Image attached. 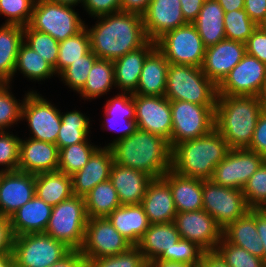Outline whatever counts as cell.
<instances>
[{"mask_svg": "<svg viewBox=\"0 0 266 267\" xmlns=\"http://www.w3.org/2000/svg\"><path fill=\"white\" fill-rule=\"evenodd\" d=\"M88 28L91 51L98 59L115 60L143 47L149 40L140 14L118 11L97 17Z\"/></svg>", "mask_w": 266, "mask_h": 267, "instance_id": "1", "label": "cell"}, {"mask_svg": "<svg viewBox=\"0 0 266 267\" xmlns=\"http://www.w3.org/2000/svg\"><path fill=\"white\" fill-rule=\"evenodd\" d=\"M110 148L115 163L145 172L152 178H160L171 169L169 141L148 131L137 128Z\"/></svg>", "mask_w": 266, "mask_h": 267, "instance_id": "2", "label": "cell"}, {"mask_svg": "<svg viewBox=\"0 0 266 267\" xmlns=\"http://www.w3.org/2000/svg\"><path fill=\"white\" fill-rule=\"evenodd\" d=\"M262 107L258 96L218 95L215 107V129L230 149L247 148Z\"/></svg>", "mask_w": 266, "mask_h": 267, "instance_id": "3", "label": "cell"}, {"mask_svg": "<svg viewBox=\"0 0 266 267\" xmlns=\"http://www.w3.org/2000/svg\"><path fill=\"white\" fill-rule=\"evenodd\" d=\"M230 148L214 128L210 133L172 147L171 170L180 176L210 180Z\"/></svg>", "mask_w": 266, "mask_h": 267, "instance_id": "4", "label": "cell"}, {"mask_svg": "<svg viewBox=\"0 0 266 267\" xmlns=\"http://www.w3.org/2000/svg\"><path fill=\"white\" fill-rule=\"evenodd\" d=\"M170 101L216 106L217 86L203 73L201 67L183 64H169L166 92Z\"/></svg>", "mask_w": 266, "mask_h": 267, "instance_id": "5", "label": "cell"}, {"mask_svg": "<svg viewBox=\"0 0 266 267\" xmlns=\"http://www.w3.org/2000/svg\"><path fill=\"white\" fill-rule=\"evenodd\" d=\"M87 213L84 197L72 195L52 208L45 234L80 250L85 239Z\"/></svg>", "mask_w": 266, "mask_h": 267, "instance_id": "6", "label": "cell"}, {"mask_svg": "<svg viewBox=\"0 0 266 267\" xmlns=\"http://www.w3.org/2000/svg\"><path fill=\"white\" fill-rule=\"evenodd\" d=\"M72 6L49 0H35L29 26L51 35L58 42L75 36L85 28Z\"/></svg>", "mask_w": 266, "mask_h": 267, "instance_id": "7", "label": "cell"}, {"mask_svg": "<svg viewBox=\"0 0 266 267\" xmlns=\"http://www.w3.org/2000/svg\"><path fill=\"white\" fill-rule=\"evenodd\" d=\"M72 249L45 233L15 236L13 256L15 267H50Z\"/></svg>", "mask_w": 266, "mask_h": 267, "instance_id": "8", "label": "cell"}, {"mask_svg": "<svg viewBox=\"0 0 266 267\" xmlns=\"http://www.w3.org/2000/svg\"><path fill=\"white\" fill-rule=\"evenodd\" d=\"M172 133L170 147L210 133L215 128V107L187 101H170Z\"/></svg>", "mask_w": 266, "mask_h": 267, "instance_id": "9", "label": "cell"}, {"mask_svg": "<svg viewBox=\"0 0 266 267\" xmlns=\"http://www.w3.org/2000/svg\"><path fill=\"white\" fill-rule=\"evenodd\" d=\"M155 43L169 64L202 66L206 46L193 23L166 32Z\"/></svg>", "mask_w": 266, "mask_h": 267, "instance_id": "10", "label": "cell"}, {"mask_svg": "<svg viewBox=\"0 0 266 267\" xmlns=\"http://www.w3.org/2000/svg\"><path fill=\"white\" fill-rule=\"evenodd\" d=\"M202 201L203 210L215 219L222 230L250 210L242 190L223 187L211 180H203Z\"/></svg>", "mask_w": 266, "mask_h": 267, "instance_id": "11", "label": "cell"}, {"mask_svg": "<svg viewBox=\"0 0 266 267\" xmlns=\"http://www.w3.org/2000/svg\"><path fill=\"white\" fill-rule=\"evenodd\" d=\"M131 246L107 217L88 218L84 243L80 249L86 260L121 254Z\"/></svg>", "mask_w": 266, "mask_h": 267, "instance_id": "12", "label": "cell"}, {"mask_svg": "<svg viewBox=\"0 0 266 267\" xmlns=\"http://www.w3.org/2000/svg\"><path fill=\"white\" fill-rule=\"evenodd\" d=\"M265 158L246 148L230 149L212 174L211 181L223 187L242 190Z\"/></svg>", "mask_w": 266, "mask_h": 267, "instance_id": "13", "label": "cell"}, {"mask_svg": "<svg viewBox=\"0 0 266 267\" xmlns=\"http://www.w3.org/2000/svg\"><path fill=\"white\" fill-rule=\"evenodd\" d=\"M28 121L31 138L56 144L61 126V112L37 92L24 96L21 120Z\"/></svg>", "mask_w": 266, "mask_h": 267, "instance_id": "14", "label": "cell"}, {"mask_svg": "<svg viewBox=\"0 0 266 267\" xmlns=\"http://www.w3.org/2000/svg\"><path fill=\"white\" fill-rule=\"evenodd\" d=\"M265 81L266 64L246 53L243 59L217 86V94L258 96Z\"/></svg>", "mask_w": 266, "mask_h": 267, "instance_id": "15", "label": "cell"}, {"mask_svg": "<svg viewBox=\"0 0 266 267\" xmlns=\"http://www.w3.org/2000/svg\"><path fill=\"white\" fill-rule=\"evenodd\" d=\"M174 223L180 238L192 241L204 251H213L223 237V230L205 210L177 212Z\"/></svg>", "mask_w": 266, "mask_h": 267, "instance_id": "16", "label": "cell"}, {"mask_svg": "<svg viewBox=\"0 0 266 267\" xmlns=\"http://www.w3.org/2000/svg\"><path fill=\"white\" fill-rule=\"evenodd\" d=\"M133 99L137 128L170 141L172 133L170 100L165 96H141L139 94H133Z\"/></svg>", "mask_w": 266, "mask_h": 267, "instance_id": "17", "label": "cell"}, {"mask_svg": "<svg viewBox=\"0 0 266 267\" xmlns=\"http://www.w3.org/2000/svg\"><path fill=\"white\" fill-rule=\"evenodd\" d=\"M245 54L244 43L224 39L215 45L206 47L201 69L218 86Z\"/></svg>", "mask_w": 266, "mask_h": 267, "instance_id": "18", "label": "cell"}, {"mask_svg": "<svg viewBox=\"0 0 266 267\" xmlns=\"http://www.w3.org/2000/svg\"><path fill=\"white\" fill-rule=\"evenodd\" d=\"M35 195V175L16 171L0 172V215L10 218Z\"/></svg>", "mask_w": 266, "mask_h": 267, "instance_id": "19", "label": "cell"}, {"mask_svg": "<svg viewBox=\"0 0 266 267\" xmlns=\"http://www.w3.org/2000/svg\"><path fill=\"white\" fill-rule=\"evenodd\" d=\"M142 17L145 34L154 42L166 32L187 24L180 0H151Z\"/></svg>", "mask_w": 266, "mask_h": 267, "instance_id": "20", "label": "cell"}, {"mask_svg": "<svg viewBox=\"0 0 266 267\" xmlns=\"http://www.w3.org/2000/svg\"><path fill=\"white\" fill-rule=\"evenodd\" d=\"M59 149L56 144L33 138L20 141L19 171L40 174L58 171Z\"/></svg>", "mask_w": 266, "mask_h": 267, "instance_id": "21", "label": "cell"}, {"mask_svg": "<svg viewBox=\"0 0 266 267\" xmlns=\"http://www.w3.org/2000/svg\"><path fill=\"white\" fill-rule=\"evenodd\" d=\"M114 163L110 147H99L87 164L71 176L73 195L84 197L97 184L109 180Z\"/></svg>", "mask_w": 266, "mask_h": 267, "instance_id": "22", "label": "cell"}, {"mask_svg": "<svg viewBox=\"0 0 266 267\" xmlns=\"http://www.w3.org/2000/svg\"><path fill=\"white\" fill-rule=\"evenodd\" d=\"M180 239L174 222L150 224L136 245L149 264L153 260L171 262L172 248Z\"/></svg>", "mask_w": 266, "mask_h": 267, "instance_id": "23", "label": "cell"}, {"mask_svg": "<svg viewBox=\"0 0 266 267\" xmlns=\"http://www.w3.org/2000/svg\"><path fill=\"white\" fill-rule=\"evenodd\" d=\"M141 205L150 224L174 222L177 211L169 184L163 177L149 182Z\"/></svg>", "mask_w": 266, "mask_h": 267, "instance_id": "24", "label": "cell"}, {"mask_svg": "<svg viewBox=\"0 0 266 267\" xmlns=\"http://www.w3.org/2000/svg\"><path fill=\"white\" fill-rule=\"evenodd\" d=\"M153 178L145 172L113 163L109 180L116 189L121 205L141 204Z\"/></svg>", "mask_w": 266, "mask_h": 267, "instance_id": "25", "label": "cell"}, {"mask_svg": "<svg viewBox=\"0 0 266 267\" xmlns=\"http://www.w3.org/2000/svg\"><path fill=\"white\" fill-rule=\"evenodd\" d=\"M104 107L107 124L105 127H108L106 129L120 132V136L118 135V138L107 145L110 147L115 141L127 138L137 129L133 94L128 92L117 94L109 99Z\"/></svg>", "mask_w": 266, "mask_h": 267, "instance_id": "26", "label": "cell"}, {"mask_svg": "<svg viewBox=\"0 0 266 267\" xmlns=\"http://www.w3.org/2000/svg\"><path fill=\"white\" fill-rule=\"evenodd\" d=\"M52 206L36 195L14 212L10 219L14 236L28 233H44L52 213Z\"/></svg>", "mask_w": 266, "mask_h": 267, "instance_id": "27", "label": "cell"}, {"mask_svg": "<svg viewBox=\"0 0 266 267\" xmlns=\"http://www.w3.org/2000/svg\"><path fill=\"white\" fill-rule=\"evenodd\" d=\"M156 48L154 41H148L143 47L129 52L113 61L115 85L123 92L134 93L146 57Z\"/></svg>", "mask_w": 266, "mask_h": 267, "instance_id": "28", "label": "cell"}, {"mask_svg": "<svg viewBox=\"0 0 266 267\" xmlns=\"http://www.w3.org/2000/svg\"><path fill=\"white\" fill-rule=\"evenodd\" d=\"M169 184L177 212H190L203 209V180L180 176L173 170L162 176Z\"/></svg>", "mask_w": 266, "mask_h": 267, "instance_id": "29", "label": "cell"}, {"mask_svg": "<svg viewBox=\"0 0 266 267\" xmlns=\"http://www.w3.org/2000/svg\"><path fill=\"white\" fill-rule=\"evenodd\" d=\"M169 62L155 48L147 57L141 70L138 87L133 94L141 96H164L166 92Z\"/></svg>", "mask_w": 266, "mask_h": 267, "instance_id": "30", "label": "cell"}, {"mask_svg": "<svg viewBox=\"0 0 266 267\" xmlns=\"http://www.w3.org/2000/svg\"><path fill=\"white\" fill-rule=\"evenodd\" d=\"M107 218L113 227L133 246L139 243L150 225L141 204L120 205Z\"/></svg>", "mask_w": 266, "mask_h": 267, "instance_id": "31", "label": "cell"}, {"mask_svg": "<svg viewBox=\"0 0 266 267\" xmlns=\"http://www.w3.org/2000/svg\"><path fill=\"white\" fill-rule=\"evenodd\" d=\"M223 237L231 244L244 248L252 255L264 256V248L256 228V209H250L223 230Z\"/></svg>", "mask_w": 266, "mask_h": 267, "instance_id": "32", "label": "cell"}, {"mask_svg": "<svg viewBox=\"0 0 266 267\" xmlns=\"http://www.w3.org/2000/svg\"><path fill=\"white\" fill-rule=\"evenodd\" d=\"M224 10L217 0H205L197 19L193 22L206 47L215 45L225 37Z\"/></svg>", "mask_w": 266, "mask_h": 267, "instance_id": "33", "label": "cell"}, {"mask_svg": "<svg viewBox=\"0 0 266 267\" xmlns=\"http://www.w3.org/2000/svg\"><path fill=\"white\" fill-rule=\"evenodd\" d=\"M23 40V26L3 24L0 27V83L10 84L12 81Z\"/></svg>", "mask_w": 266, "mask_h": 267, "instance_id": "34", "label": "cell"}, {"mask_svg": "<svg viewBox=\"0 0 266 267\" xmlns=\"http://www.w3.org/2000/svg\"><path fill=\"white\" fill-rule=\"evenodd\" d=\"M35 195L54 207L73 195L71 176L60 171L35 175Z\"/></svg>", "mask_w": 266, "mask_h": 267, "instance_id": "35", "label": "cell"}, {"mask_svg": "<svg viewBox=\"0 0 266 267\" xmlns=\"http://www.w3.org/2000/svg\"><path fill=\"white\" fill-rule=\"evenodd\" d=\"M88 218L108 217L121 204L110 180L97 184L84 196Z\"/></svg>", "mask_w": 266, "mask_h": 267, "instance_id": "36", "label": "cell"}, {"mask_svg": "<svg viewBox=\"0 0 266 267\" xmlns=\"http://www.w3.org/2000/svg\"><path fill=\"white\" fill-rule=\"evenodd\" d=\"M115 86L113 60L97 59L89 71L86 84L79 92L82 98L96 99Z\"/></svg>", "mask_w": 266, "mask_h": 267, "instance_id": "37", "label": "cell"}, {"mask_svg": "<svg viewBox=\"0 0 266 267\" xmlns=\"http://www.w3.org/2000/svg\"><path fill=\"white\" fill-rule=\"evenodd\" d=\"M90 121L80 111L61 113V126L56 140L58 149L85 142L88 139Z\"/></svg>", "mask_w": 266, "mask_h": 267, "instance_id": "38", "label": "cell"}, {"mask_svg": "<svg viewBox=\"0 0 266 267\" xmlns=\"http://www.w3.org/2000/svg\"><path fill=\"white\" fill-rule=\"evenodd\" d=\"M15 73L19 70L29 80H45L55 75L54 68L24 41L21 43L16 59Z\"/></svg>", "mask_w": 266, "mask_h": 267, "instance_id": "39", "label": "cell"}, {"mask_svg": "<svg viewBox=\"0 0 266 267\" xmlns=\"http://www.w3.org/2000/svg\"><path fill=\"white\" fill-rule=\"evenodd\" d=\"M90 50V36L86 27L75 36L60 41L56 73L59 75L66 67L79 60Z\"/></svg>", "mask_w": 266, "mask_h": 267, "instance_id": "40", "label": "cell"}, {"mask_svg": "<svg viewBox=\"0 0 266 267\" xmlns=\"http://www.w3.org/2000/svg\"><path fill=\"white\" fill-rule=\"evenodd\" d=\"M99 148L88 142L69 145L59 150L58 171L72 176L81 170L89 161L91 155Z\"/></svg>", "mask_w": 266, "mask_h": 267, "instance_id": "41", "label": "cell"}, {"mask_svg": "<svg viewBox=\"0 0 266 267\" xmlns=\"http://www.w3.org/2000/svg\"><path fill=\"white\" fill-rule=\"evenodd\" d=\"M23 40L35 52L40 54L56 73V63L59 52V42L51 35L32 29L29 25L23 27Z\"/></svg>", "mask_w": 266, "mask_h": 267, "instance_id": "42", "label": "cell"}, {"mask_svg": "<svg viewBox=\"0 0 266 267\" xmlns=\"http://www.w3.org/2000/svg\"><path fill=\"white\" fill-rule=\"evenodd\" d=\"M257 27L258 25L250 19L244 9L225 12L224 14L226 39L245 44Z\"/></svg>", "mask_w": 266, "mask_h": 267, "instance_id": "43", "label": "cell"}, {"mask_svg": "<svg viewBox=\"0 0 266 267\" xmlns=\"http://www.w3.org/2000/svg\"><path fill=\"white\" fill-rule=\"evenodd\" d=\"M97 59L98 57L90 50L79 60L66 67L58 76L63 82L65 81V85L79 93L86 84L89 71Z\"/></svg>", "mask_w": 266, "mask_h": 267, "instance_id": "44", "label": "cell"}, {"mask_svg": "<svg viewBox=\"0 0 266 267\" xmlns=\"http://www.w3.org/2000/svg\"><path fill=\"white\" fill-rule=\"evenodd\" d=\"M230 267H266L263 259L229 243L224 237L215 249Z\"/></svg>", "mask_w": 266, "mask_h": 267, "instance_id": "45", "label": "cell"}, {"mask_svg": "<svg viewBox=\"0 0 266 267\" xmlns=\"http://www.w3.org/2000/svg\"><path fill=\"white\" fill-rule=\"evenodd\" d=\"M148 265L137 246H131L127 251L114 256L86 260V267H147Z\"/></svg>", "mask_w": 266, "mask_h": 267, "instance_id": "46", "label": "cell"}, {"mask_svg": "<svg viewBox=\"0 0 266 267\" xmlns=\"http://www.w3.org/2000/svg\"><path fill=\"white\" fill-rule=\"evenodd\" d=\"M242 191L250 209H260L266 204V161L249 178Z\"/></svg>", "mask_w": 266, "mask_h": 267, "instance_id": "47", "label": "cell"}, {"mask_svg": "<svg viewBox=\"0 0 266 267\" xmlns=\"http://www.w3.org/2000/svg\"><path fill=\"white\" fill-rule=\"evenodd\" d=\"M9 86V83H0V130L2 131L21 120L24 103V99L21 103L17 101L10 93Z\"/></svg>", "mask_w": 266, "mask_h": 267, "instance_id": "48", "label": "cell"}, {"mask_svg": "<svg viewBox=\"0 0 266 267\" xmlns=\"http://www.w3.org/2000/svg\"><path fill=\"white\" fill-rule=\"evenodd\" d=\"M35 0H0V14L8 19L3 24L27 26Z\"/></svg>", "mask_w": 266, "mask_h": 267, "instance_id": "49", "label": "cell"}, {"mask_svg": "<svg viewBox=\"0 0 266 267\" xmlns=\"http://www.w3.org/2000/svg\"><path fill=\"white\" fill-rule=\"evenodd\" d=\"M21 139L6 131L0 132V172L16 171L19 163Z\"/></svg>", "mask_w": 266, "mask_h": 267, "instance_id": "50", "label": "cell"}, {"mask_svg": "<svg viewBox=\"0 0 266 267\" xmlns=\"http://www.w3.org/2000/svg\"><path fill=\"white\" fill-rule=\"evenodd\" d=\"M204 250L192 241L179 239L172 248L171 262L187 263L200 267Z\"/></svg>", "mask_w": 266, "mask_h": 267, "instance_id": "51", "label": "cell"}, {"mask_svg": "<svg viewBox=\"0 0 266 267\" xmlns=\"http://www.w3.org/2000/svg\"><path fill=\"white\" fill-rule=\"evenodd\" d=\"M122 0H84V9L91 16H102L121 11Z\"/></svg>", "mask_w": 266, "mask_h": 267, "instance_id": "52", "label": "cell"}, {"mask_svg": "<svg viewBox=\"0 0 266 267\" xmlns=\"http://www.w3.org/2000/svg\"><path fill=\"white\" fill-rule=\"evenodd\" d=\"M245 46L247 54L266 64V32L257 27L247 39Z\"/></svg>", "mask_w": 266, "mask_h": 267, "instance_id": "53", "label": "cell"}, {"mask_svg": "<svg viewBox=\"0 0 266 267\" xmlns=\"http://www.w3.org/2000/svg\"><path fill=\"white\" fill-rule=\"evenodd\" d=\"M246 149L266 158V112L259 115L251 144Z\"/></svg>", "mask_w": 266, "mask_h": 267, "instance_id": "54", "label": "cell"}, {"mask_svg": "<svg viewBox=\"0 0 266 267\" xmlns=\"http://www.w3.org/2000/svg\"><path fill=\"white\" fill-rule=\"evenodd\" d=\"M14 238L10 219L0 215V255L12 252Z\"/></svg>", "mask_w": 266, "mask_h": 267, "instance_id": "55", "label": "cell"}, {"mask_svg": "<svg viewBox=\"0 0 266 267\" xmlns=\"http://www.w3.org/2000/svg\"><path fill=\"white\" fill-rule=\"evenodd\" d=\"M244 10L259 25L266 16V0H244Z\"/></svg>", "mask_w": 266, "mask_h": 267, "instance_id": "56", "label": "cell"}, {"mask_svg": "<svg viewBox=\"0 0 266 267\" xmlns=\"http://www.w3.org/2000/svg\"><path fill=\"white\" fill-rule=\"evenodd\" d=\"M205 0H180L181 11L187 23H193L200 13Z\"/></svg>", "mask_w": 266, "mask_h": 267, "instance_id": "57", "label": "cell"}, {"mask_svg": "<svg viewBox=\"0 0 266 267\" xmlns=\"http://www.w3.org/2000/svg\"><path fill=\"white\" fill-rule=\"evenodd\" d=\"M50 267H86V259L80 250H71L66 256Z\"/></svg>", "mask_w": 266, "mask_h": 267, "instance_id": "58", "label": "cell"}, {"mask_svg": "<svg viewBox=\"0 0 266 267\" xmlns=\"http://www.w3.org/2000/svg\"><path fill=\"white\" fill-rule=\"evenodd\" d=\"M200 267H230L216 251H204Z\"/></svg>", "mask_w": 266, "mask_h": 267, "instance_id": "59", "label": "cell"}, {"mask_svg": "<svg viewBox=\"0 0 266 267\" xmlns=\"http://www.w3.org/2000/svg\"><path fill=\"white\" fill-rule=\"evenodd\" d=\"M150 1L151 0H122L121 11L136 13L142 16L147 10Z\"/></svg>", "mask_w": 266, "mask_h": 267, "instance_id": "60", "label": "cell"}, {"mask_svg": "<svg viewBox=\"0 0 266 267\" xmlns=\"http://www.w3.org/2000/svg\"><path fill=\"white\" fill-rule=\"evenodd\" d=\"M256 228L264 248V256L262 259L266 266V213L261 209H256Z\"/></svg>", "mask_w": 266, "mask_h": 267, "instance_id": "61", "label": "cell"}, {"mask_svg": "<svg viewBox=\"0 0 266 267\" xmlns=\"http://www.w3.org/2000/svg\"><path fill=\"white\" fill-rule=\"evenodd\" d=\"M224 12L244 9V0H217Z\"/></svg>", "mask_w": 266, "mask_h": 267, "instance_id": "62", "label": "cell"}, {"mask_svg": "<svg viewBox=\"0 0 266 267\" xmlns=\"http://www.w3.org/2000/svg\"><path fill=\"white\" fill-rule=\"evenodd\" d=\"M150 267H194L193 265L187 263H178V262H170V261H162V260H153L149 263Z\"/></svg>", "mask_w": 266, "mask_h": 267, "instance_id": "63", "label": "cell"}, {"mask_svg": "<svg viewBox=\"0 0 266 267\" xmlns=\"http://www.w3.org/2000/svg\"><path fill=\"white\" fill-rule=\"evenodd\" d=\"M0 267H15L13 252L0 255Z\"/></svg>", "mask_w": 266, "mask_h": 267, "instance_id": "64", "label": "cell"}, {"mask_svg": "<svg viewBox=\"0 0 266 267\" xmlns=\"http://www.w3.org/2000/svg\"><path fill=\"white\" fill-rule=\"evenodd\" d=\"M262 111L266 112V81L263 83L262 89L258 95Z\"/></svg>", "mask_w": 266, "mask_h": 267, "instance_id": "65", "label": "cell"}, {"mask_svg": "<svg viewBox=\"0 0 266 267\" xmlns=\"http://www.w3.org/2000/svg\"><path fill=\"white\" fill-rule=\"evenodd\" d=\"M55 3H59V4H63V5H67V6H75L78 3H84V0H49Z\"/></svg>", "mask_w": 266, "mask_h": 267, "instance_id": "66", "label": "cell"}, {"mask_svg": "<svg viewBox=\"0 0 266 267\" xmlns=\"http://www.w3.org/2000/svg\"><path fill=\"white\" fill-rule=\"evenodd\" d=\"M258 27H259L262 31L266 32V16H265V18L259 23Z\"/></svg>", "mask_w": 266, "mask_h": 267, "instance_id": "67", "label": "cell"}, {"mask_svg": "<svg viewBox=\"0 0 266 267\" xmlns=\"http://www.w3.org/2000/svg\"><path fill=\"white\" fill-rule=\"evenodd\" d=\"M260 209L266 213V204L262 206Z\"/></svg>", "mask_w": 266, "mask_h": 267, "instance_id": "68", "label": "cell"}]
</instances>
